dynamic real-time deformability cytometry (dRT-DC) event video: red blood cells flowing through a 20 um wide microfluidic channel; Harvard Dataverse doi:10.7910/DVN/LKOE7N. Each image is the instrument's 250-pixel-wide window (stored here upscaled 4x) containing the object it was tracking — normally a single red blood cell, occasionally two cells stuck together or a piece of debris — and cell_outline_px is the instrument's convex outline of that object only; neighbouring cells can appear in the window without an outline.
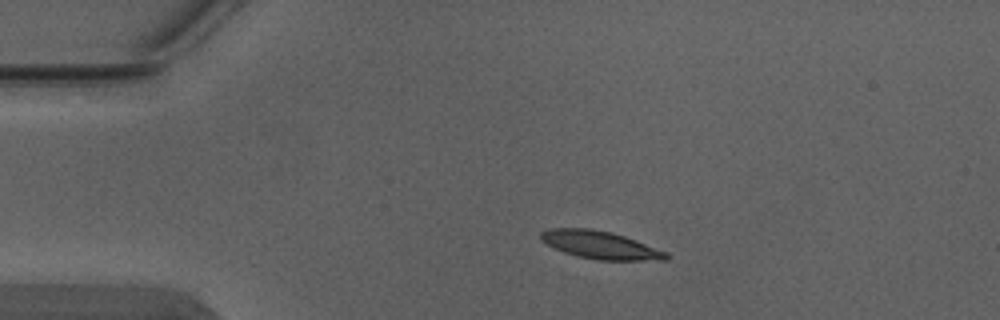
{"species": "Egyptian fruit bat (a non-hibernating species)", "species_latin": "Rousettus aegyptiacus", "temperature_condition": "warm", "stored_images_in_passage": 3, "camera_frame_rate_fps": 3000, "um_per_image_px": 0.085, "animal": {"sex": "male"}, "frame": {"image": 1, "passage_image": 2, "time_ms": 0.333, "image_size_px": [1000, 320], "cell_outline_px": [[668, 260], [596, 260], [576, 256], [564, 252], [540, 240], [540, 232], [548, 228], [588, 228], [612, 232], [636, 240], [668, 252]], "centroid_in_image_um": [51.02, 20.82], "position_along_channel_um": 34.0, "area_um2": 20.35}}